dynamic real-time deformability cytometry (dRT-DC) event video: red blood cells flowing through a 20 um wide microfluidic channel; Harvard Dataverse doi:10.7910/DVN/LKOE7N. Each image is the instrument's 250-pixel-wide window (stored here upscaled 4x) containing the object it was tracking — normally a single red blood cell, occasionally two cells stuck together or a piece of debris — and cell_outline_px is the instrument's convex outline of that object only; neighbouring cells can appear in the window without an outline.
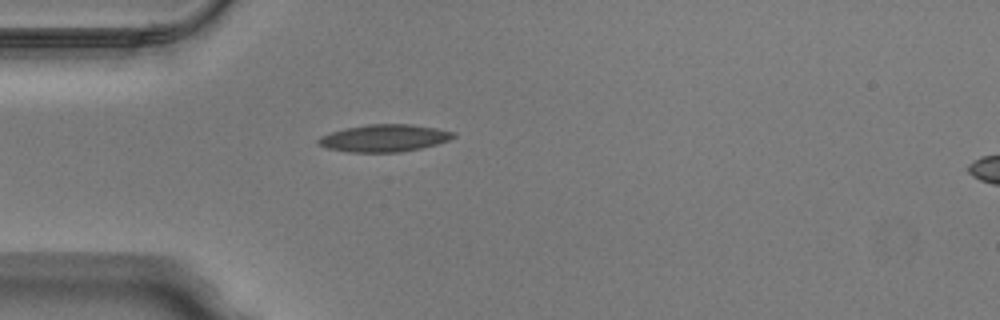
{"species": "Egyptian fruit bat (a non-hibernating species)", "species_latin": "Rousettus aegyptiacus", "temperature_condition": "warm", "stored_images_in_passage": 35, "camera_frame_rate_fps": 3000, "um_per_image_px": 0.085, "animal": {"sex": "male"}, "frame": {"image": 1, "passage_image": 2, "time_ms": 0.333, "image_size_px": [1000, 320], "cell_outline_px": [[456, 136], [448, 140], [436, 144], [420, 148], [400, 152], [348, 152], [328, 148], [316, 144], [316, 140], [320, 136], [344, 128], [368, 124], [412, 124], [436, 128], [456, 132]], "centroid_in_image_um": [32.64, 11.73], "position_along_channel_um": 52.4, "area_um2": 21.5}}
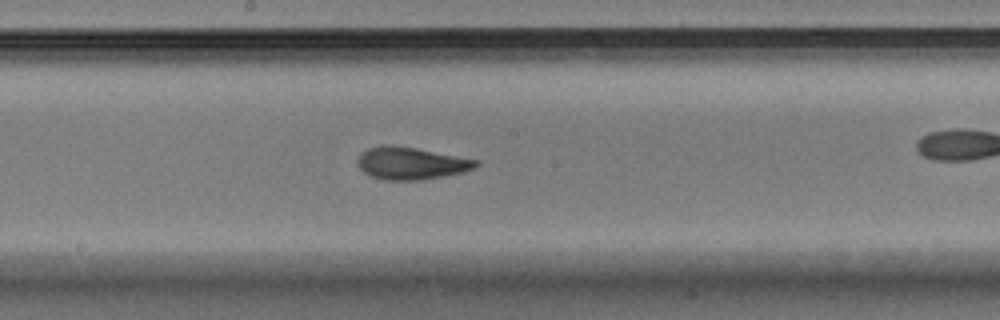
{"frame": {"image": 2, "passage_image": 11, "time_ms": 3.333, "image_size_px": [1000, 320], "cell_outline_px": [[480, 164], [476, 168], [464, 172], [444, 176], [420, 180], [384, 180], [372, 176], [364, 172], [356, 164], [356, 160], [360, 152], [368, 148], [380, 144], [388, 144], [416, 148], [480, 160]], "centroid_in_image_um": [34.93, 13.87], "position_along_channel_um": 213.3, "area_um2": 22.66}}
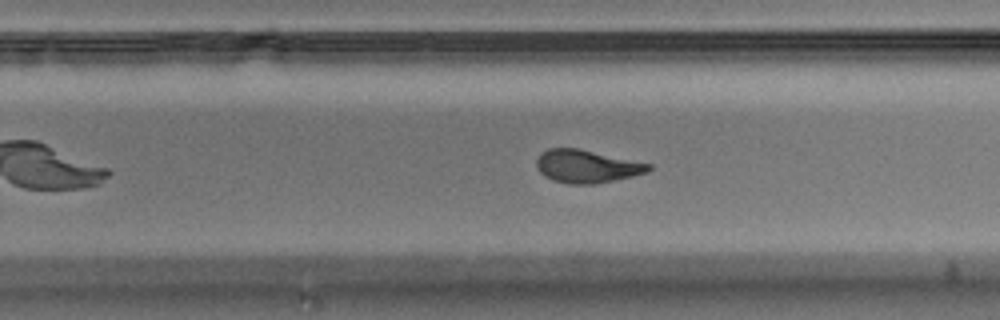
{"frame": {"image": 3, "passage_image": 16, "time_ms": 5.0, "image_size_px": [1000, 320], "cell_outline_px": [[652, 168], [648, 172], [632, 176], [596, 184], [568, 184], [552, 180], [544, 176], [540, 172], [536, 164], [536, 160], [540, 152], [548, 148], [580, 148], [652, 164]], "centroid_in_image_um": [49.86, 14.13], "position_along_channel_um": 279.9, "area_um2": 21.73}, "authors_computed_cell_mechanics": {"area_um2": 22.0796, "velocity_mm_per_s": 4.0191, "shape_relaxation_time_tau1_ms": 7.3501, "shape_relaxation_time_tau2_ms": 1.1018, "deformation_change_tau1": 0.2156, "deformation_change_tau2": 0.0408}}